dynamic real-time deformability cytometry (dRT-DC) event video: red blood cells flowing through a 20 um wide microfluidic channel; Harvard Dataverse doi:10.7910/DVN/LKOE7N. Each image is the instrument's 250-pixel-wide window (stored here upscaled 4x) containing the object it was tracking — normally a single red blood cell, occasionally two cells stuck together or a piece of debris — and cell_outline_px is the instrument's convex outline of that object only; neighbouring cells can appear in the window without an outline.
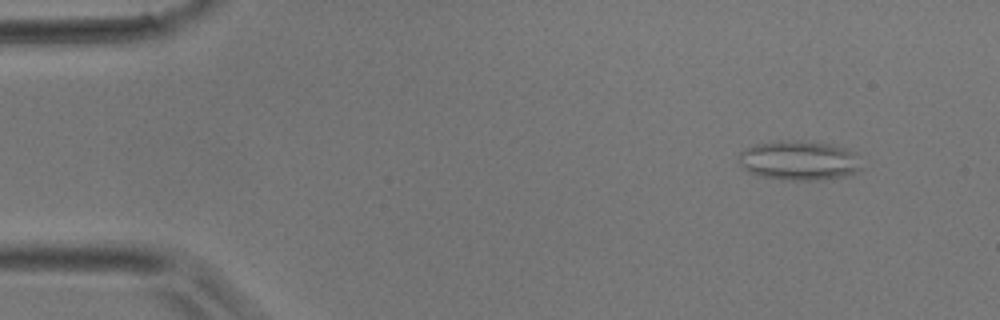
{"species": "common noctule bat (a hibernating species)", "species_latin": "Nyctalus noctula", "temperature_condition": "room temperature", "stored_images_in_passage": 45, "camera_frame_rate_fps": 3000, "um_per_image_px": 0.085, "animal": {"sex": "male", "body_mass_g": 17.9}, "frame": {"image": 1, "passage_image": 5, "time_ms": 1.333, "image_size_px": [1000, 320], "cell_outline_px": [[864, 168], [856, 172], [844, 176], [820, 180], [784, 180], [760, 176], [748, 172], [736, 160], [740, 152], [744, 148], [756, 144], [780, 140], [796, 140], [828, 144], [844, 148], [852, 152]], "centroid_in_image_um": [67.86, 13.65], "position_along_channel_um": 17.1, "area_um2": 28.38}}
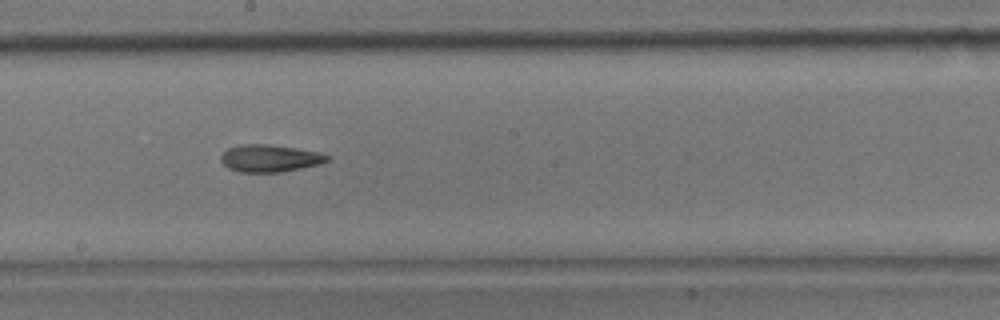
{"frame": {"image": 2, "passage_image": 25, "time_ms": 8.0, "image_size_px": [1000, 320], "cell_outline_px": [[332, 156], [328, 160], [320, 164], [280, 172], [240, 172], [228, 168], [220, 160], [220, 156], [228, 148], [240, 144], [268, 144], [296, 148], [316, 152]], "centroid_in_image_um": [22.91, 13.45], "position_along_channel_um": 225.3, "area_um2": 16.82}}
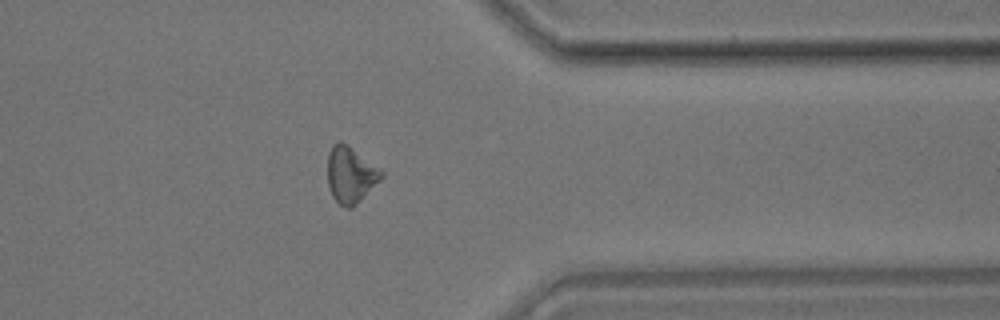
{"frame": {"image": 3, "passage_image": 36, "time_ms": 11.667, "image_size_px": [1000, 320], "cell_outline_px": [[384, 176], [352, 208], [348, 208], [340, 204], [332, 196], [328, 184], [328, 152], [332, 144], [340, 140], [348, 144], [384, 172]], "centroid_in_image_um": [29.78, 14.82], "position_along_channel_um": 381.6, "area_um2": 17.57}}